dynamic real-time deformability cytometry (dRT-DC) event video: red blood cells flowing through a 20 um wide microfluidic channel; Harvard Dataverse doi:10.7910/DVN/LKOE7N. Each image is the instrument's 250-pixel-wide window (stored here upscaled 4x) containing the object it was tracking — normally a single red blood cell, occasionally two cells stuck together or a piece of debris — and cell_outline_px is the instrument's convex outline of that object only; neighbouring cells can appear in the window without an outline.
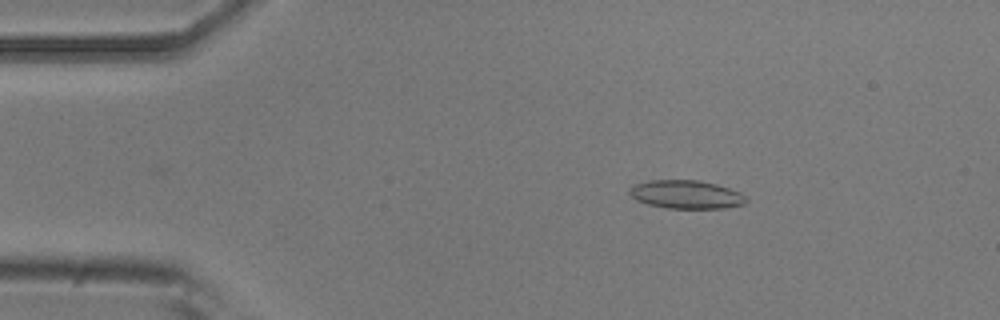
{"species": "common noctule bat (a hibernating species)", "species_latin": "Nyctalus noctula", "temperature_condition": "room temperature", "stored_images_in_passage": 50, "camera_frame_rate_fps": 3000, "um_per_image_px": 0.085, "animal": {"sex": "male", "body_mass_g": 20.5, "forearm_length_mm": 52.5}, "frame": {"image": 1, "passage_image": 8, "time_ms": 2.333, "image_size_px": [1000, 320], "cell_outline_px": [[748, 200], [744, 204], [724, 208], [668, 208], [648, 204], [636, 200], [628, 192], [628, 188], [636, 184], [652, 180], [700, 180], [716, 184], [740, 192]], "centroid_in_image_um": [58.32, 16.53], "position_along_channel_um": 26.7, "area_um2": 19.19}}
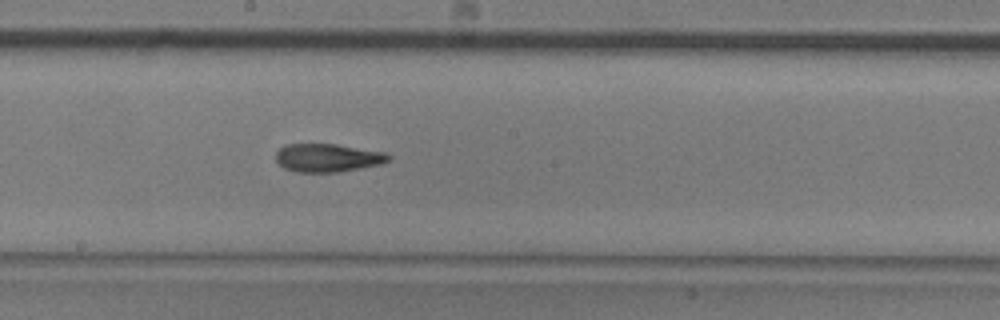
{"frame": {"image": 2, "passage_image": 27, "time_ms": 8.667, "image_size_px": [1000, 320], "cell_outline_px": [[392, 156], [388, 160], [380, 164], [360, 168], [336, 172], [296, 172], [284, 168], [276, 160], [276, 152], [284, 144], [336, 144], [388, 152]], "centroid_in_image_um": [27.86, 13.4], "position_along_channel_um": 220.3, "area_um2": 18.61}}
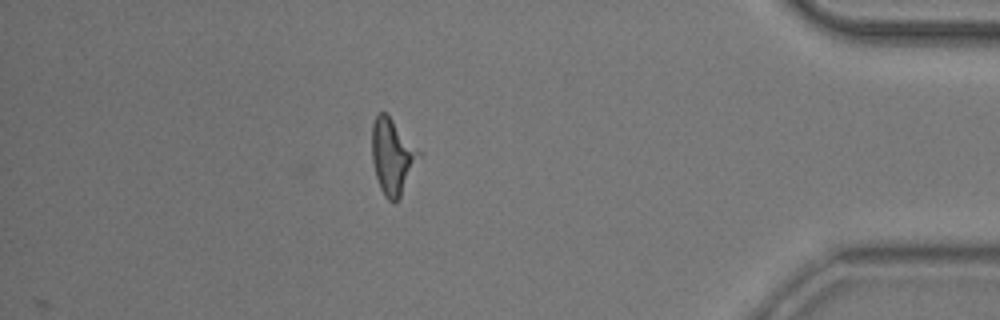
{"frame": {"image": 3, "passage_image": 44, "time_ms": 14.333, "image_size_px": [1000, 320], "cell_outline_px": [[424, 152], [396, 204], [392, 204], [384, 196], [380, 188], [376, 176], [372, 160], [372, 124], [376, 116], [380, 112], [388, 112]], "centroid_in_image_um": [33.41, 13.26], "position_along_channel_um": 401.8, "area_um2": 21.56}, "authors_computed_cell_mechanics": {"area_um2": 19.3919, "velocity_mm_per_s": 3.948, "shape_relaxation_time_tau1_ms": 3.6889, "shape_relaxation_time_tau2_ms": null, "deformation_change_tau1": 0.1125, "deformation_change_tau2": null}}